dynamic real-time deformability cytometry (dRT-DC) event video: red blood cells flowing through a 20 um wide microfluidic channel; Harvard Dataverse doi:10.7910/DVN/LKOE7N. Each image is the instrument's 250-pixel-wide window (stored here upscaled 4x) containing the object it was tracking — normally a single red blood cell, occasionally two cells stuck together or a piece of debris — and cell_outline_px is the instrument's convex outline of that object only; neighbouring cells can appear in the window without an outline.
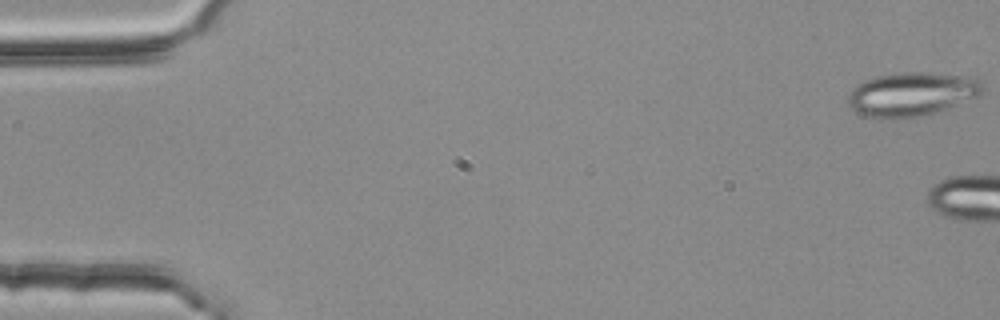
{"species": "common noctule bat (a hibernating species)", "species_latin": "Nyctalus noctula", "temperature_condition": "room temperature", "stored_images_in_passage": 5, "camera_frame_rate_fps": 3000, "um_per_image_px": 0.085, "animal": {"sex": "female", "body_mass_g": 25.1}, "frame": {"image": 1, "passage_image": 1, "time_ms": 0.0, "image_size_px": [1000, 320], "cell_outline_px": [[984, 92], [980, 96], [936, 112], [916, 116], [888, 120], [868, 116], [852, 108], [848, 104], [848, 96], [864, 80], [880, 76], [904, 72], [920, 72], [960, 76], [980, 80], [984, 84]], "centroid_in_image_um": [77.54, 8.01], "position_along_channel_um": 7.5, "area_um2": 33.81}}